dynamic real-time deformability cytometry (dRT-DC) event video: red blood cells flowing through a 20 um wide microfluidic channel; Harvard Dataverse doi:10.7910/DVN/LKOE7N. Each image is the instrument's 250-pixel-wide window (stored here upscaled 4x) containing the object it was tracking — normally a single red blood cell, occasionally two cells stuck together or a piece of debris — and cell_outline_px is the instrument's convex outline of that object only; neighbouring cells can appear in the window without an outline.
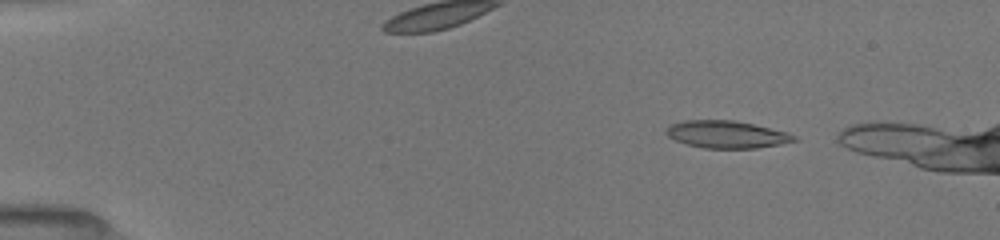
{"species": "common noctule bat (a hibernating species)", "species_latin": "Nyctalus noctula", "temperature_condition": "room temperature", "stored_images_in_passage": 44, "camera_frame_rate_fps": 3000, "um_per_image_px": 0.085, "animal": {"sex": "female", "body_mass_g": 19.5, "forearm_length_mm": 54.1}, "frame": {"image": 1, "passage_image": 5, "time_ms": 1.333, "image_size_px": [1000, 240], "cell_outline_px": [[800, 140], [780, 144], [756, 148], [704, 148], [688, 144], [676, 140], [668, 136], [664, 132], [672, 124], [684, 120], [736, 120], [784, 132], [796, 136]], "centroid_in_image_um": [61.76, 11.42], "position_along_channel_um": 23.2, "area_um2": 20.11}}
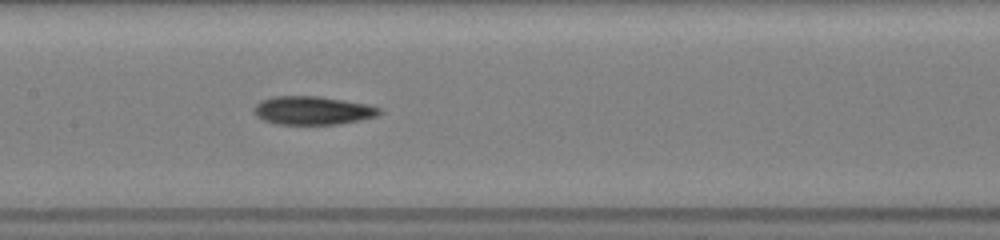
{"frame": {"image": 2, "passage_image": 24, "time_ms": 7.667, "image_size_px": [1000, 240], "cell_outline_px": [[380, 112], [376, 116], [360, 120], [336, 124], [276, 124], [264, 120], [256, 116], [252, 112], [252, 108], [260, 100], [272, 96], [320, 96], [368, 104], [380, 108]], "centroid_in_image_um": [26.51, 9.38], "position_along_channel_um": 180.9, "area_um2": 20.87}}
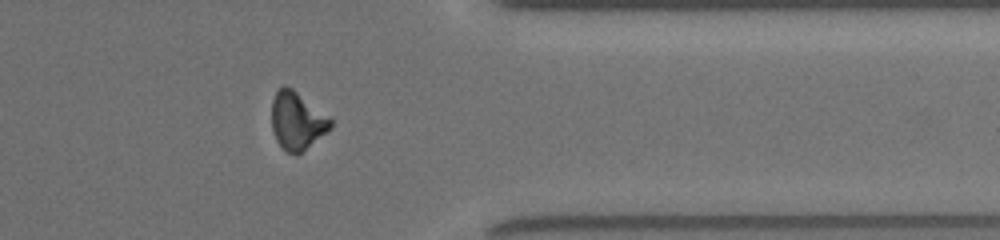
{"frame": {"image": 3, "passage_image": 40, "time_ms": 13.0, "image_size_px": [1000, 240], "cell_outline_px": [[332, 128], [296, 156], [284, 152], [276, 140], [272, 128], [272, 100], [276, 92], [284, 84], [292, 88], [332, 120]], "centroid_in_image_um": [25.22, 10.3], "position_along_channel_um": 386.2, "area_um2": 19.71}}